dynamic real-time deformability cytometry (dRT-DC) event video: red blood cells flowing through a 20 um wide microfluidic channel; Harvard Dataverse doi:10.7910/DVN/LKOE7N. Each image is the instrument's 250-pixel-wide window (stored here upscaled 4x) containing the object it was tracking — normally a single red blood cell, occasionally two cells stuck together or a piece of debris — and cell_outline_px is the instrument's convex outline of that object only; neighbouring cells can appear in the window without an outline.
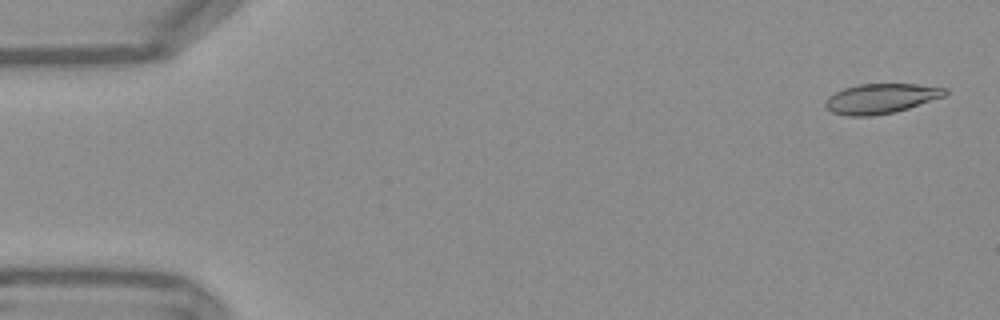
{"species": "Egyptian fruit bat (a non-hibernating species)", "species_latin": "Rousettus aegyptiacus", "temperature_condition": "warm", "stored_images_in_passage": 53, "camera_frame_rate_fps": 3000, "um_per_image_px": 0.085, "frame": {"image": 1, "passage_image": 2, "time_ms": 0.333, "image_size_px": [1000, 320], "cell_outline_px": [[948, 92], [944, 96], [896, 112], [872, 116], [848, 116], [832, 112], [824, 104], [824, 100], [828, 96], [844, 88], [860, 84], [916, 84], [948, 88]], "centroid_in_image_um": [74.87, 8.38], "position_along_channel_um": 10.1, "area_um2": 20.81}}
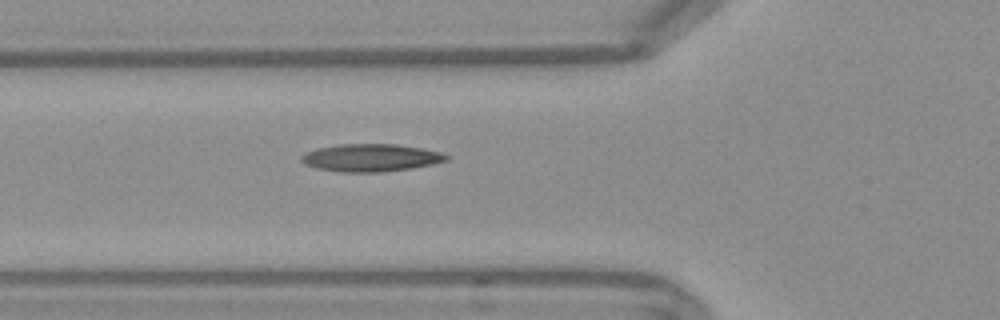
{"frame": {"image": 2, "passage_image": 19, "time_ms": 6.0, "image_size_px": [1000, 320], "cell_outline_px": [[448, 160], [432, 164], [412, 168], [380, 172], [340, 172], [316, 168], [304, 164], [300, 160], [300, 156], [316, 148], [340, 144], [396, 144], [420, 148], [440, 152], [448, 156]], "centroid_in_image_um": [31.48, 13.41], "position_along_channel_um": 94.3, "area_um2": 23.24}}
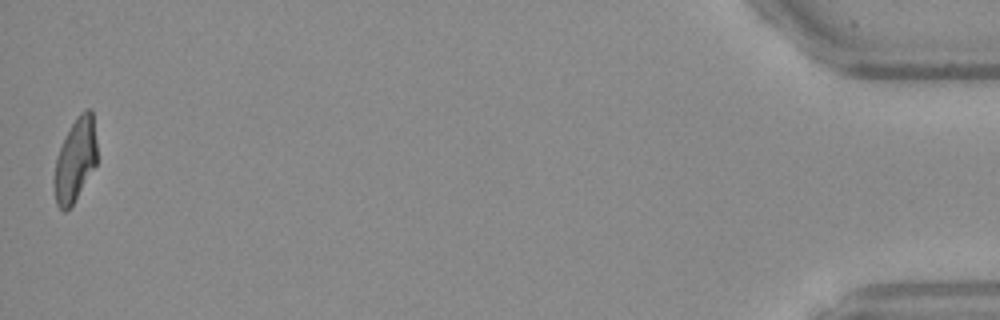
{"frame": {"image": 3, "passage_image": 53, "time_ms": 17.333, "image_size_px": [1000, 320], "cell_outline_px": [[96, 164], [72, 204], [64, 212], [56, 204], [52, 180], [56, 156], [76, 116], [84, 108], [92, 108], [96, 140]], "centroid_in_image_um": [6.37, 13.57], "position_along_channel_um": 428.8, "area_um2": 20.69}, "authors_computed_cell_mechanics": {"area_um2": 21.7906, "velocity_mm_per_s": 3.7907, "shape_relaxation_time_tau1_ms": null, "shape_relaxation_time_tau2_ms": 2.3622, "deformation_change_tau1": null, "deformation_change_tau2": 0.102}}